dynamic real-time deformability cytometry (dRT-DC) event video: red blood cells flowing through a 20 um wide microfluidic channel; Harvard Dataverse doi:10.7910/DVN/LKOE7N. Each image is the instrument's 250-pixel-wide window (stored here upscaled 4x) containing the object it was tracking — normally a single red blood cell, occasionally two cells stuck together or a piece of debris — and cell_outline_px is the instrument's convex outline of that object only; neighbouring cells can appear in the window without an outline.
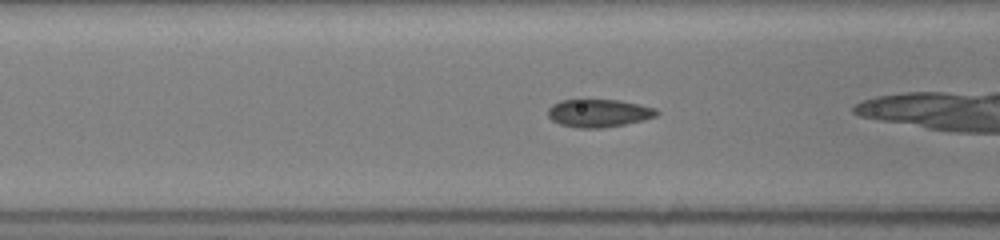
{"species": "common noctule bat (a hibernating species)", "species_latin": "Nyctalus noctula", "temperature_condition": "room temperature", "stored_images_in_passage": 15, "camera_frame_rate_fps": 3000, "um_per_image_px": 0.085, "animal": {"sex": "female", "body_mass_g": 19.5, "forearm_length_mm": 54.1}, "frame": {"image": 1, "passage_image": 8, "time_ms": 4.0, "image_size_px": [1000, 240], "cell_outline_px": [[660, 112], [656, 116], [644, 120], [624, 124], [600, 128], [580, 128], [560, 124], [552, 120], [548, 116], [548, 108], [552, 104], [560, 100], [580, 96], [620, 100], [640, 104], [656, 108]], "centroid_in_image_um": [50.86, 9.55], "position_along_channel_um": 115.7, "area_um2": 18.55}}